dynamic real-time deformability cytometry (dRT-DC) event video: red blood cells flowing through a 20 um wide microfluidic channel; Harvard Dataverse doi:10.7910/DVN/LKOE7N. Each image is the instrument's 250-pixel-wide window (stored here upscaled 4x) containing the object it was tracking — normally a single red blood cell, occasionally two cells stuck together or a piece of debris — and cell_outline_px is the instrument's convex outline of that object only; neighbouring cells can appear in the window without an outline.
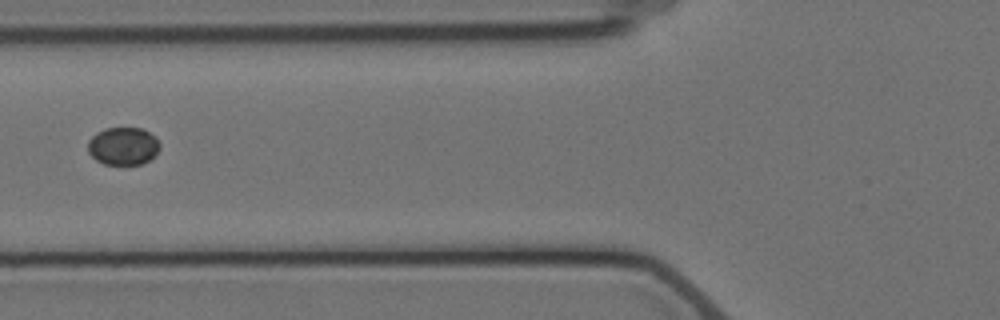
{"species": "Egyptian fruit bat (a non-hibernating species)", "species_latin": "Rousettus aegyptiacus", "temperature_condition": "cold", "stored_images_in_passage": 3, "camera_frame_rate_fps": 3000, "um_per_image_px": 0.085, "animal": {"sex": "female"}, "frame": {"image": 1, "passage_image": 2, "time_ms": 1.333, "image_size_px": [1000, 320], "cell_outline_px": [[160, 148], [148, 160], [140, 164], [104, 164], [96, 160], [88, 152], [88, 140], [96, 132], [104, 128], [144, 128], [156, 136], [160, 144]], "centroid_in_image_um": [10.46, 12.39], "position_along_channel_um": 115.3, "area_um2": 15.9}}
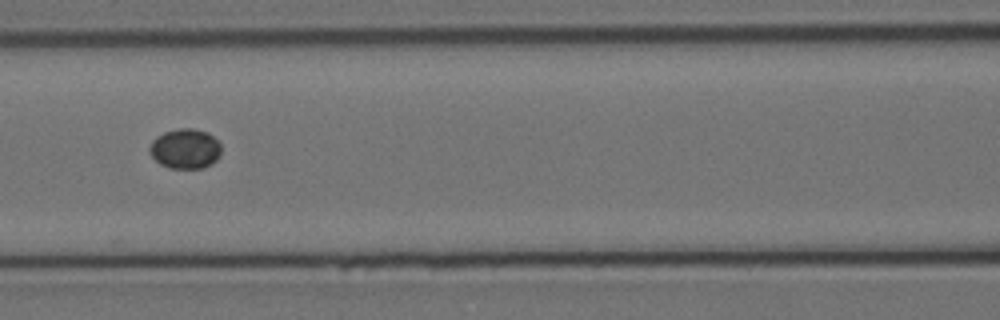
{"frame": {"image": 2, "passage_image": 3, "time_ms": 2.333, "image_size_px": [1000, 320], "cell_outline_px": [[220, 156], [212, 164], [204, 168], [168, 168], [160, 164], [148, 152], [148, 148], [152, 140], [156, 136], [164, 132], [180, 128], [192, 128], [208, 132], [220, 144]], "centroid_in_image_um": [15.72, 12.64], "position_along_channel_um": 150.9, "area_um2": 16.82}}